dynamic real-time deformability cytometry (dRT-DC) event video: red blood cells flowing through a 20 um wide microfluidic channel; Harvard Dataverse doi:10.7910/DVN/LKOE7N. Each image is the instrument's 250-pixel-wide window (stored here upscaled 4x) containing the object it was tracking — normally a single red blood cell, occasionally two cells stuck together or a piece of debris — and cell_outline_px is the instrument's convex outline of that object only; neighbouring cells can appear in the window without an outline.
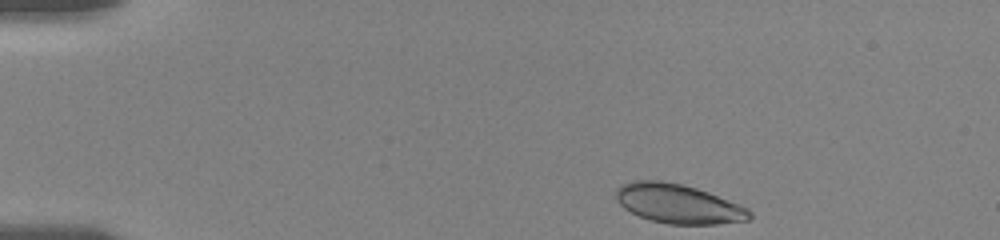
{"species": "human", "species_latin": "Homo sapiens", "temperature_condition": "room temperature", "stored_images_in_passage": 43, "camera_frame_rate_fps": 3000, "um_per_image_px": 0.085, "donor": {"sex": "female"}, "frame": {"image": 1, "passage_image": 1, "time_ms": 0.0, "image_size_px": [1000, 240], "cell_outline_px": [[752, 216], [748, 220], [716, 224], [668, 224], [652, 220], [640, 216], [624, 208], [616, 200], [616, 188], [620, 184], [632, 180], [660, 180], [680, 184], [696, 188], [708, 192], [748, 208], [752, 212]], "centroid_in_image_um": [57.63, 17.31], "position_along_channel_um": 27.4, "area_um2": 30.46}}
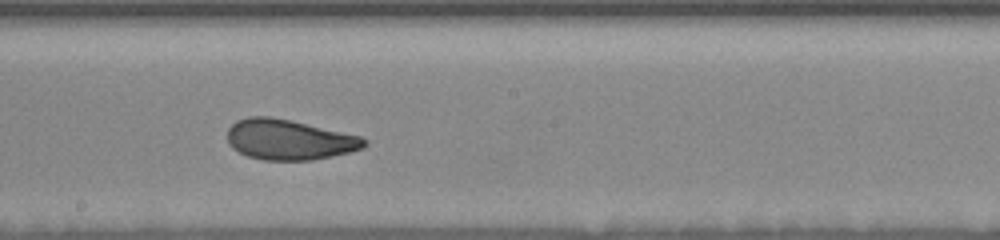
{"frame": {"image": 2, "passage_image": 24, "time_ms": 7.667, "image_size_px": [1000, 240], "cell_outline_px": [[368, 144], [364, 148], [332, 156], [312, 160], [264, 160], [248, 156], [232, 148], [228, 144], [228, 128], [236, 120], [248, 116], [268, 116], [288, 120], [360, 136], [368, 140]], "centroid_in_image_um": [24.56, 11.87], "position_along_channel_um": 223.6, "area_um2": 31.96}}
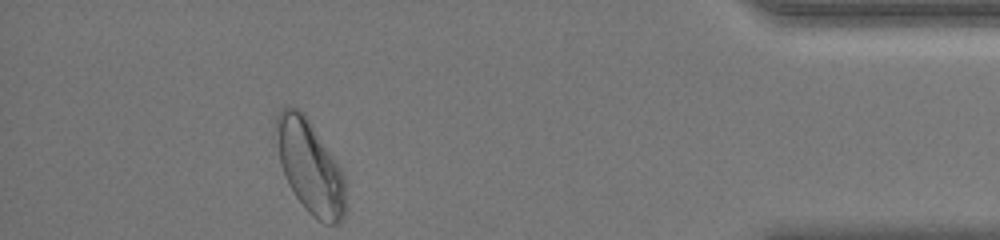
{"frame": {"image": 3, "passage_image": 43, "time_ms": 14.0, "image_size_px": [1000, 240], "cell_outline_px": [[348, 208], [344, 216], [336, 224], [324, 224], [312, 216], [308, 212], [296, 196], [288, 184], [280, 164], [276, 132], [276, 116], [280, 108], [296, 108], [304, 112], [344, 172], [348, 184]], "centroid_in_image_um": [26.42, 14.23], "position_along_channel_um": 408.8, "area_um2": 38.26}, "authors_computed_cell_mechanics": {"area_um2": 32.4258, "velocity_mm_per_s": 3.5963, "shape_relaxation_time_tau1_ms": 5.2146, "shape_relaxation_time_tau2_ms": 1.1717, "deformation_change_tau1": 0.1406, "deformation_change_tau2": 0.0586}}